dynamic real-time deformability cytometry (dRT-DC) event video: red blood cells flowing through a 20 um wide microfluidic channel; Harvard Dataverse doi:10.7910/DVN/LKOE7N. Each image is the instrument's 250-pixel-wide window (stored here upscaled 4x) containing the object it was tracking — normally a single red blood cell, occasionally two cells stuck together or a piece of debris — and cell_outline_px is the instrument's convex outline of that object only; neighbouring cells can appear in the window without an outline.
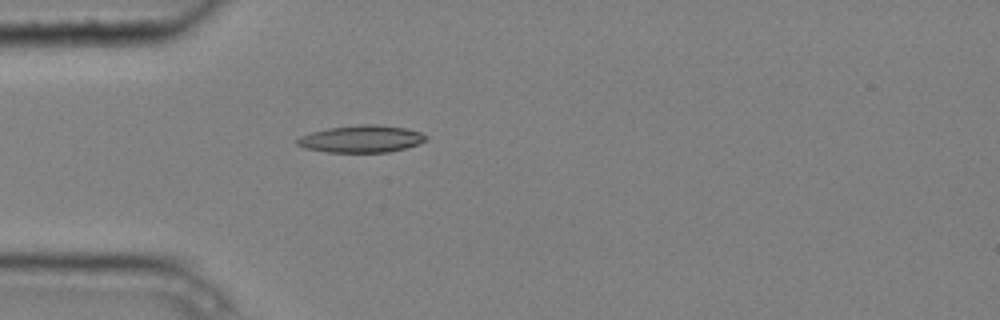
{"species": "common noctule bat (a hibernating species)", "species_latin": "Nyctalus noctula", "temperature_condition": "cold", "stored_images_in_passage": 4, "camera_frame_rate_fps": 3000, "um_per_image_px": 0.085, "animal": {"sex": "male", "body_mass_g": 20.4}, "frame": {"image": 1, "passage_image": 4, "time_ms": 1.0, "image_size_px": [1000, 320], "cell_outline_px": [[428, 140], [404, 148], [388, 152], [328, 152], [304, 148], [296, 144], [296, 140], [300, 136], [312, 132], [328, 128], [360, 124], [376, 124], [404, 128], [420, 132], [428, 136]], "centroid_in_image_um": [30.7, 11.8], "position_along_channel_um": 54.3, "area_um2": 20.29}}